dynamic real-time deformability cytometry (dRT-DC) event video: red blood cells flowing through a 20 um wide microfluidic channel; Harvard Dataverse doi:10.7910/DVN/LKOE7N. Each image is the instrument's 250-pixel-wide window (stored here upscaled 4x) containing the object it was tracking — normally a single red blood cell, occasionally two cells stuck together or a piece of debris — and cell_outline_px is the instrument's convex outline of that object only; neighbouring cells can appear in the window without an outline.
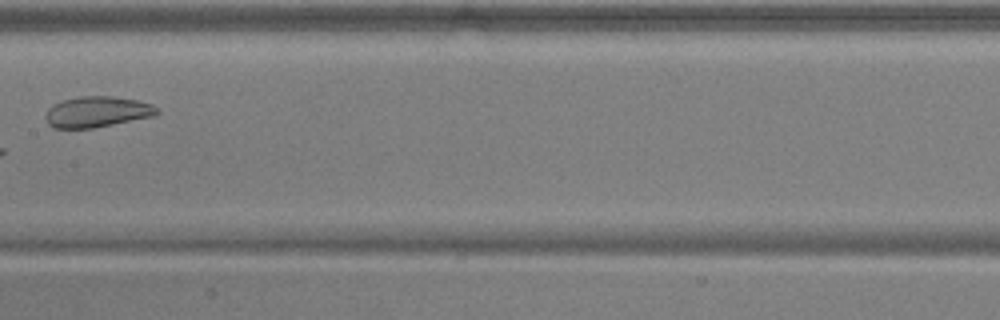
{"species": "common noctule bat (a hibernating species)", "species_latin": "Nyctalus noctula", "temperature_condition": "warm", "stored_images_in_passage": 7, "camera_frame_rate_fps": 3000, "um_per_image_px": 0.085, "animal": {"sex": "male", "body_mass_g": 17.9, "forearm_length_mm": 54.2}, "frame": {"image": 1, "passage_image": 7, "time_ms": 2.0, "image_size_px": [1000, 320], "cell_outline_px": [[160, 112], [156, 116], [92, 128], [52, 128], [48, 124], [44, 116], [48, 108], [52, 104], [64, 100], [80, 96], [112, 96], [140, 100], [152, 104], [160, 108]], "centroid_in_image_um": [8.29, 9.5], "position_along_channel_um": 199.1, "area_um2": 20.35}}